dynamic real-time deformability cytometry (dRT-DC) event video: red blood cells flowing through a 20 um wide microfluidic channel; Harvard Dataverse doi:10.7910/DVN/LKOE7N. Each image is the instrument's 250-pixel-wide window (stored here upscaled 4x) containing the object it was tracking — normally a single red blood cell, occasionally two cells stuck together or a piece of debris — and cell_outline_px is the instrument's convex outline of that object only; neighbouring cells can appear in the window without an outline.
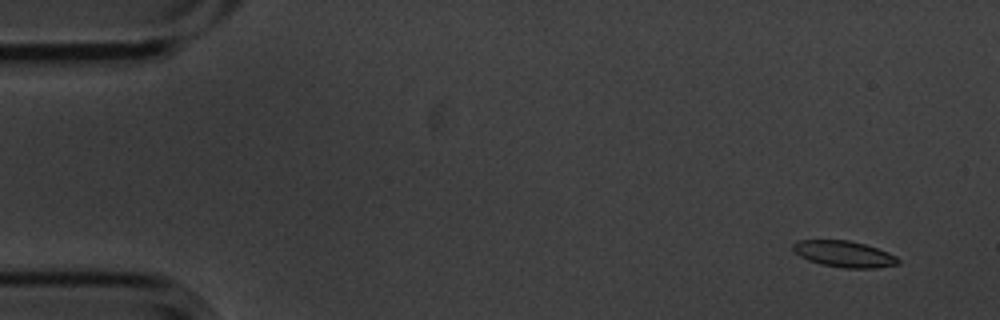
{"species": "common noctule bat (a hibernating species)", "species_latin": "Nyctalus noctula", "temperature_condition": "cold", "stored_images_in_passage": 5, "camera_frame_rate_fps": 3000, "um_per_image_px": 0.085, "animal": {"sex": "male", "body_mass_g": 20.1, "forearm_length_mm": 53.5}, "frame": {"image": 1, "passage_image": 1, "time_ms": 0.0, "image_size_px": [1000, 320], "cell_outline_px": [[900, 264], [876, 268], [844, 268], [820, 264], [808, 260], [800, 256], [792, 248], [792, 244], [796, 240], [848, 240], [864, 244], [888, 252], [896, 256], [900, 260]], "centroid_in_image_um": [71.75, 21.59], "position_along_channel_um": 13.3, "area_um2": 16.13}}